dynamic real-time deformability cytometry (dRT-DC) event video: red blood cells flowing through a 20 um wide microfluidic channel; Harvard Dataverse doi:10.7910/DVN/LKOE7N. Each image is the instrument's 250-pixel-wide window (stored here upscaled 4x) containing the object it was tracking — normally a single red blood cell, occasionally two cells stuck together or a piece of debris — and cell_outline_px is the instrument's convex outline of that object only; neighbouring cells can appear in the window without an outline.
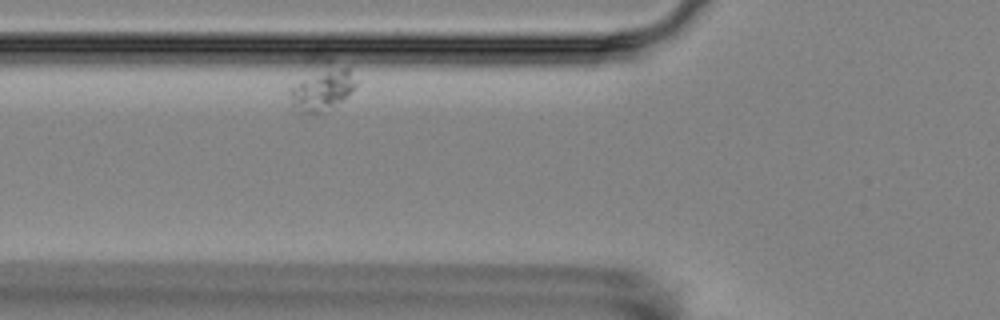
{"species": "Egyptian fruit bat (a non-hibernating species)", "species_latin": "Rousettus aegyptiacus", "temperature_condition": "room temperature", "stored_images_in_passage": 2, "camera_frame_rate_fps": 3000, "um_per_image_px": 0.085, "animal": {"sex": "female"}, "frame": {"image": 1, "passage_image": 2, "time_ms": 1.0, "image_size_px": [1000, 320], "cell_outline_px": [[356, 84], [340, 100], [320, 112], [300, 112], [292, 108], [288, 92], [288, 88], [308, 56], [320, 44], [348, 68]], "centroid_in_image_um": [27.19, 7.01], "position_along_channel_um": 98.6, "area_um2": 20.92}}